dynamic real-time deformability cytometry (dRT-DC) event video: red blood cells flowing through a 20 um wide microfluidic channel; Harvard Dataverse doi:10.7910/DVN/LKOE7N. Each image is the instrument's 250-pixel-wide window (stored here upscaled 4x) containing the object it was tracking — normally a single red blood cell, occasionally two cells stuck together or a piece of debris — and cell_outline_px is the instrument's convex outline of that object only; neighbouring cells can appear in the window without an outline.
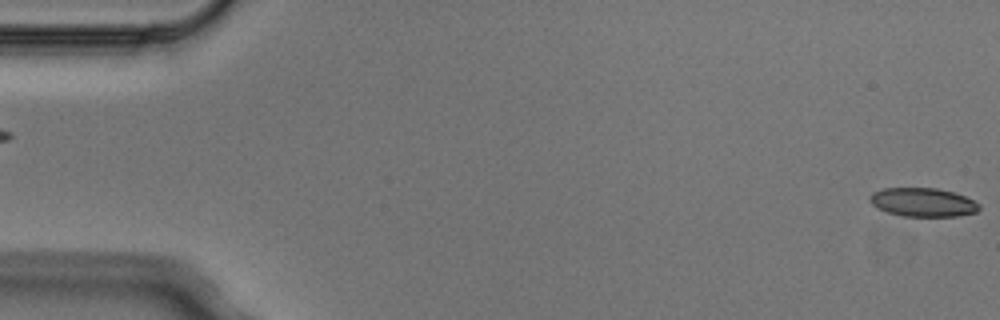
{"species": "Egyptian fruit bat (a non-hibernating species)", "species_latin": "Rousettus aegyptiacus", "temperature_condition": "cold", "stored_images_in_passage": 6, "segment_of_instrument_passage": [2, 2], "camera_frame_rate_fps": 3000, "um_per_image_px": 0.085, "animal": {"sex": "male"}, "frame": {"image": 1, "passage_image": 6, "time_ms": 1.667, "image_size_px": [1000, 320], "cell_outline_px": [[980, 208], [976, 212], [956, 216], [904, 216], [888, 212], [876, 208], [868, 200], [868, 196], [872, 192], [884, 188], [936, 188], [952, 192], [964, 196], [980, 204]], "centroid_in_image_um": [78.4, 17.19], "position_along_channel_um": 6.6, "area_um2": 18.26}}